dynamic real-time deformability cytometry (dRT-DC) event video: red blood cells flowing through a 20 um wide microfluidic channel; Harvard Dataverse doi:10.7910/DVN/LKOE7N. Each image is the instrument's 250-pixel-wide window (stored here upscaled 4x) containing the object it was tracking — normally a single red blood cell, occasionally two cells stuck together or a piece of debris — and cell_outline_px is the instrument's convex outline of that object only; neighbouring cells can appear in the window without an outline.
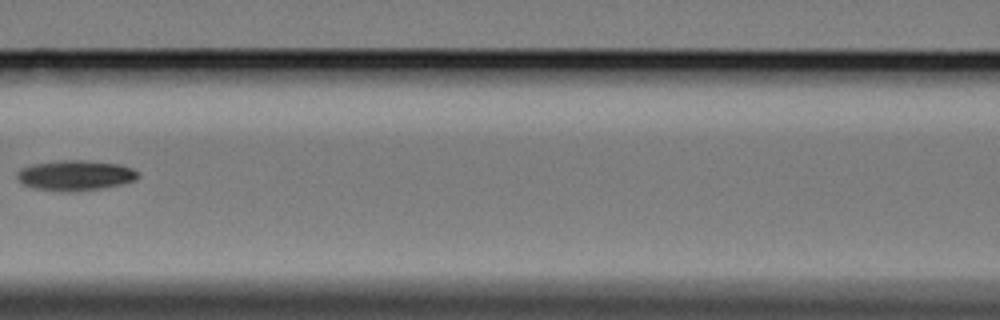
{"species": "Egyptian fruit bat (a non-hibernating species)", "species_latin": "Rousettus aegyptiacus", "temperature_condition": "cold", "stored_images_in_passage": 6, "camera_frame_rate_fps": 3000, "um_per_image_px": 0.085, "animal": {"sex": "female"}, "frame": {"image": 1, "passage_image": 6, "time_ms": 5.667, "image_size_px": [1000, 320], "cell_outline_px": [[140, 176], [136, 180], [104, 188], [68, 192], [60, 192], [32, 188], [24, 184], [16, 176], [20, 168], [32, 164], [64, 160], [84, 160], [120, 164], [132, 168]], "centroid_in_image_um": [6.4, 14.91], "position_along_channel_um": 160.2, "area_um2": 21.39}}